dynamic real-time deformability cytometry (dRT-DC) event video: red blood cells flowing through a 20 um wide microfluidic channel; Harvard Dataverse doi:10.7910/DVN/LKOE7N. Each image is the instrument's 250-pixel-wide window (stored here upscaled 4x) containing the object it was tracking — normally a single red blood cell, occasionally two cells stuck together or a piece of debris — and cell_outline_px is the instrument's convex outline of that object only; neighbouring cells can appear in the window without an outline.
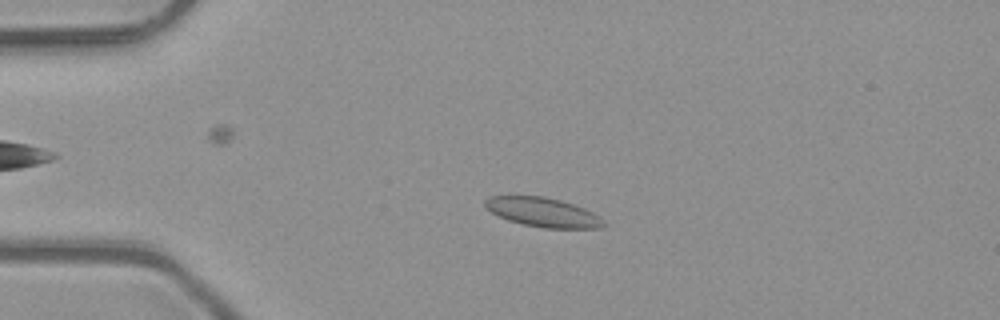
{"species": "common noctule bat (a hibernating species)", "species_latin": "Nyctalus noctula", "temperature_condition": "room temperature", "stored_images_in_passage": 51, "camera_frame_rate_fps": 3000, "um_per_image_px": 0.085, "animal": {"sex": "male", "body_mass_g": 23.1, "forearm_length_mm": 52.7}, "frame": {"image": 1, "passage_image": 12, "time_ms": 3.667, "image_size_px": [1000, 320], "cell_outline_px": [[608, 224], [600, 228], [544, 228], [524, 224], [508, 220], [496, 216], [484, 208], [484, 200], [488, 196], [544, 196], [560, 200], [584, 208], [600, 216]], "centroid_in_image_um": [46.12, 18.04], "position_along_channel_um": 38.9, "area_um2": 20.4}}
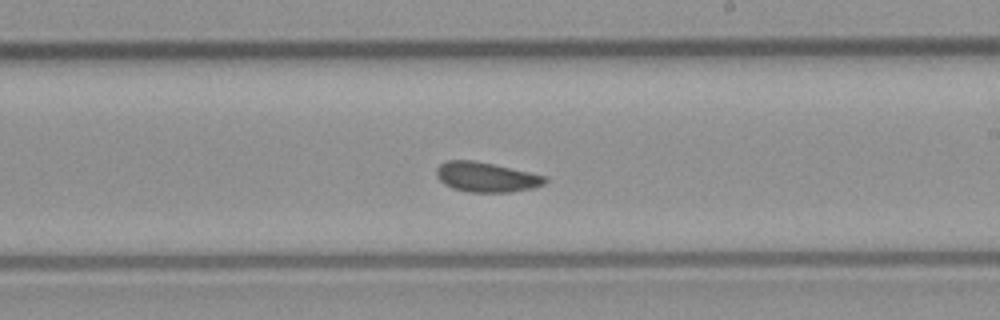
{"frame": {"image": 2, "passage_image": 30, "time_ms": 9.667, "image_size_px": [1000, 320], "cell_outline_px": [[548, 180], [544, 184], [532, 188], [508, 192], [468, 192], [452, 188], [444, 184], [436, 176], [436, 168], [440, 164], [448, 160], [476, 160], [548, 176]], "centroid_in_image_um": [41.33, 15.04], "position_along_channel_um": 247.7, "area_um2": 19.02}}
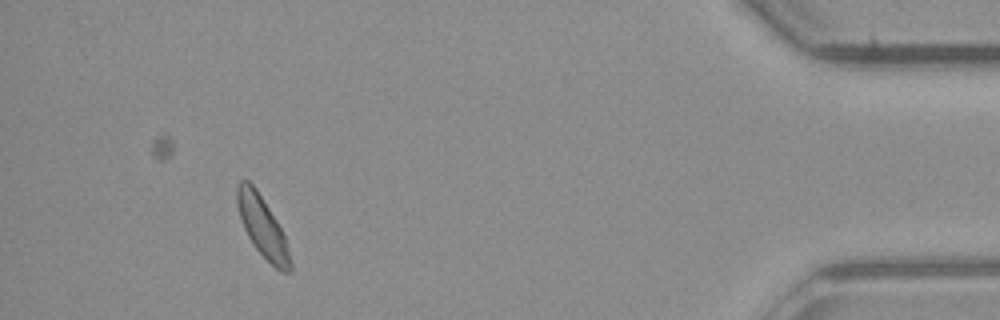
{"frame": {"image": 3, "passage_image": 47, "time_ms": 15.333, "image_size_px": [1000, 320], "cell_outline_px": [[292, 272], [280, 272], [256, 248], [248, 236], [244, 228], [240, 216], [236, 200], [236, 184], [240, 180], [248, 180], [256, 188], [276, 220], [284, 236], [288, 248], [292, 264]], "centroid_in_image_um": [22.3, 19.26], "position_along_channel_um": 412.9, "area_um2": 18.44}, "authors_computed_cell_mechanics": {"area_um2": 18.9584, "velocity_mm_per_s": 4.0652, "shape_relaxation_time_tau1_ms": 5.8265, "shape_relaxation_time_tau2_ms": 6.8162, "deformation_change_tau1": 0.0759, "deformation_change_tau2": 0.0789}}